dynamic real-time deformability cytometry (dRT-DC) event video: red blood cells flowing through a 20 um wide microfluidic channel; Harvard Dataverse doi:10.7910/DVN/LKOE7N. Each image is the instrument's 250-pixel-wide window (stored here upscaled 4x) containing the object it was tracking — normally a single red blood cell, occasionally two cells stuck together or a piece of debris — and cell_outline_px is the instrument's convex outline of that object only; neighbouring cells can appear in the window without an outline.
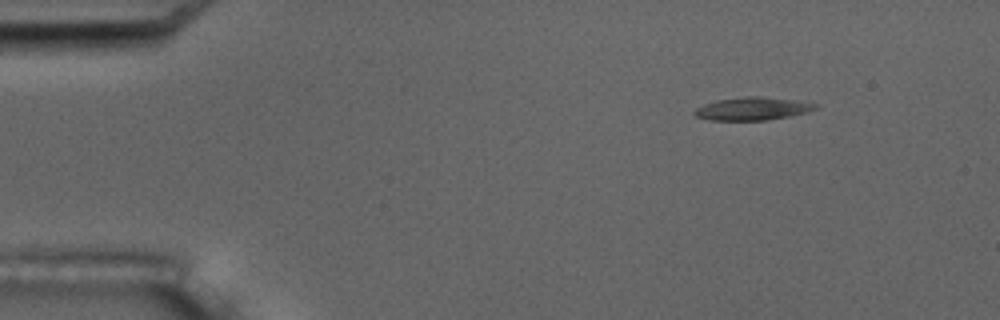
{"species": "common noctule bat (a hibernating species)", "species_latin": "Nyctalus noctula", "temperature_condition": "room temperature", "stored_images_in_passage": 6, "camera_frame_rate_fps": 3000, "um_per_image_px": 0.085, "animal": {"sex": "male", "body_mass_g": 17.5, "forearm_length_mm": 52.3}, "frame": {"image": 1, "passage_image": 2, "time_ms": 1.0, "image_size_px": [1000, 320], "cell_outline_px": [[820, 108], [808, 112], [792, 116], [768, 120], [708, 120], [696, 116], [692, 112], [696, 108], [704, 104], [716, 100], [748, 96], [760, 96], [800, 100], [820, 104]], "centroid_in_image_um": [64.05, 9.23], "position_along_channel_um": 21.0, "area_um2": 16.53}}
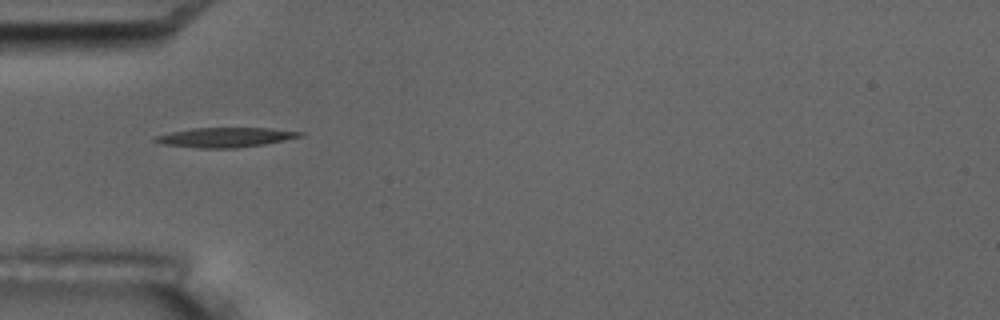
{"frame": {"image": 2, "passage_image": 5, "time_ms": 4.667, "image_size_px": [1000, 320], "cell_outline_px": [[304, 136], [264, 144], [232, 148], [200, 148], [160, 144], [152, 140], [156, 136], [172, 132], [192, 128], [272, 128], [304, 132]], "centroid_in_image_um": [19.17, 11.67], "position_along_channel_um": 65.8, "area_um2": 16.53}}